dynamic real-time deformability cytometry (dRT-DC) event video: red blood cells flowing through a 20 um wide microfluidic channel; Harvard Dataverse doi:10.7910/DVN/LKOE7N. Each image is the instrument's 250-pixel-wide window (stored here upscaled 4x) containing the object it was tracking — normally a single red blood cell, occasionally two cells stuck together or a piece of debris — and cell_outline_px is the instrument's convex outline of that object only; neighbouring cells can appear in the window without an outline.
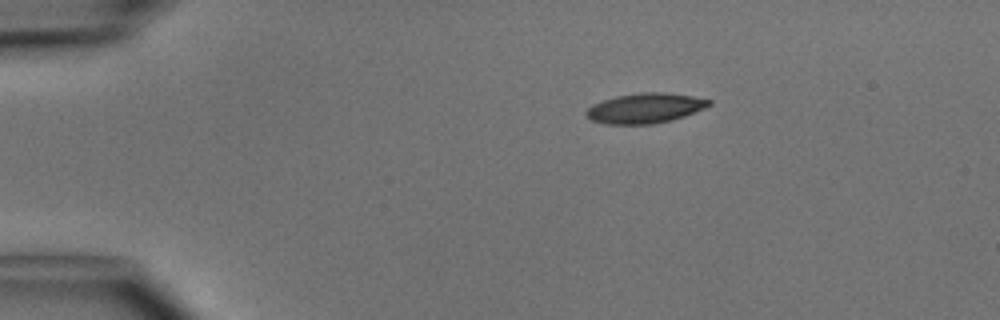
{"species": "common noctule bat (a hibernating species)", "species_latin": "Nyctalus noctula", "temperature_condition": "cold", "stored_images_in_passage": 41, "camera_frame_rate_fps": 3000, "um_per_image_px": 0.085, "animal": {"sex": "male", "body_mass_g": 15.6}, "frame": {"image": 1, "passage_image": 1, "time_ms": 0.0, "image_size_px": [1000, 320], "cell_outline_px": [[712, 104], [704, 108], [684, 116], [672, 120], [652, 124], [604, 124], [592, 120], [584, 112], [592, 104], [616, 96], [640, 92], [664, 92], [692, 96], [712, 100]], "centroid_in_image_um": [54.83, 9.19], "position_along_channel_um": 30.2, "area_um2": 21.44}}
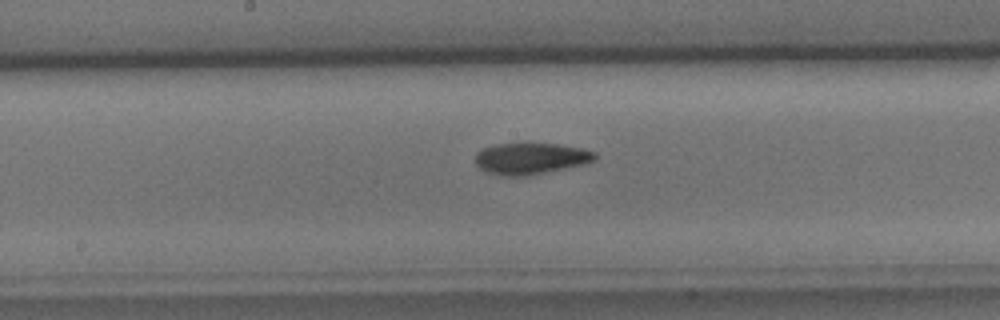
{"frame": {"image": 2, "passage_image": 18, "time_ms": 5.667, "image_size_px": [1000, 320], "cell_outline_px": [[596, 160], [588, 164], [524, 176], [504, 176], [488, 172], [480, 168], [476, 164], [476, 152], [484, 148], [496, 144], [528, 140], [556, 144], [580, 148], [596, 152]], "centroid_in_image_um": [45.13, 13.43], "position_along_channel_um": 203.1, "area_um2": 22.6}}
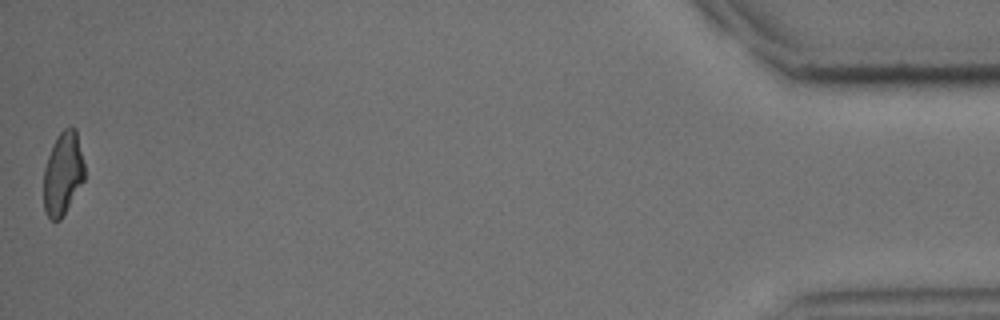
{"frame": {"image": 3, "passage_image": 41, "time_ms": 13.333, "image_size_px": [1000, 320], "cell_outline_px": [[84, 180], [60, 220], [52, 220], [44, 212], [44, 168], [52, 144], [56, 136], [64, 128], [76, 128], [84, 164]], "centroid_in_image_um": [5.34, 14.73], "position_along_channel_um": 429.9, "area_um2": 19.65}, "authors_computed_cell_mechanics": {"area_um2": 21.4438, "velocity_mm_per_s": 4.094, "shape_relaxation_time_tau1_ms": 4.3234, "shape_relaxation_time_tau2_ms": null, "deformation_change_tau1": 0.1454, "deformation_change_tau2": null}}